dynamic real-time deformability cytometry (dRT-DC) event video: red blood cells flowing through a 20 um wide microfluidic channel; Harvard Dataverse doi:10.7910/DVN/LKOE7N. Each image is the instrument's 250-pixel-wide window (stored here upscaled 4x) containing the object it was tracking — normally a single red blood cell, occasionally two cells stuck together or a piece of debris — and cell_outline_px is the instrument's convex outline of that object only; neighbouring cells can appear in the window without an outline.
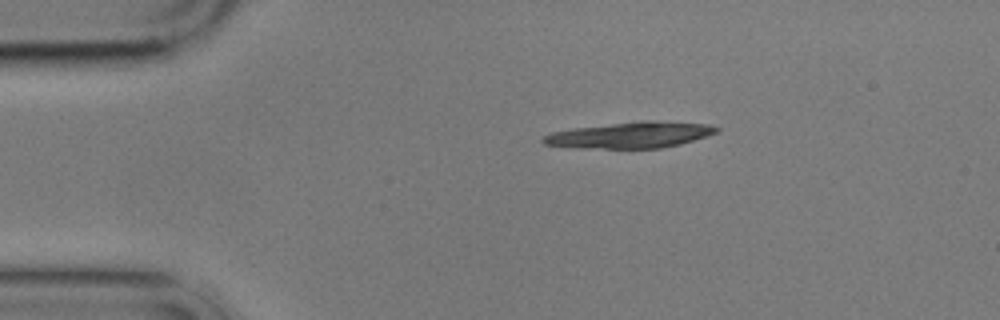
{"species": "common noctule bat (a hibernating species)", "species_latin": "Nyctalus noctula", "temperature_condition": "cold", "stored_images_in_passage": 4, "camera_frame_rate_fps": 3000, "um_per_image_px": 0.085, "animal": {"sex": "male", "body_mass_g": 17.9}, "frame": {"image": 1, "passage_image": 1, "time_ms": 0.0, "image_size_px": [1000, 320], "cell_outline_px": [[720, 128], [716, 132], [680, 144], [660, 148], [576, 148], [544, 144], [540, 140], [544, 136], [552, 132], [572, 128], [640, 120], [652, 120], [708, 124]], "centroid_in_image_um": [53.53, 11.47], "position_along_channel_um": 31.5, "area_um2": 26.3}}
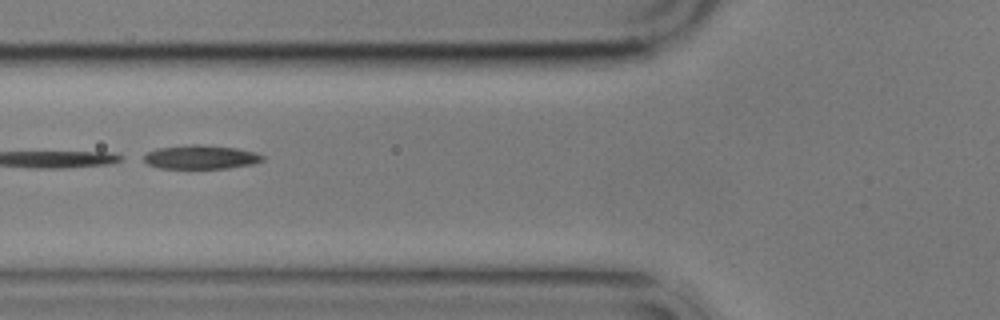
{"frame": {"image": 2, "passage_image": 4, "time_ms": 3.667, "image_size_px": [1000, 320], "cell_outline_px": [[264, 160], [252, 164], [228, 168], [160, 168], [148, 164], [140, 156], [156, 148], [192, 144], [200, 144], [236, 148], [256, 152], [264, 156]], "centroid_in_image_um": [17.05, 13.34], "position_along_channel_um": 108.8, "area_um2": 16.59}}